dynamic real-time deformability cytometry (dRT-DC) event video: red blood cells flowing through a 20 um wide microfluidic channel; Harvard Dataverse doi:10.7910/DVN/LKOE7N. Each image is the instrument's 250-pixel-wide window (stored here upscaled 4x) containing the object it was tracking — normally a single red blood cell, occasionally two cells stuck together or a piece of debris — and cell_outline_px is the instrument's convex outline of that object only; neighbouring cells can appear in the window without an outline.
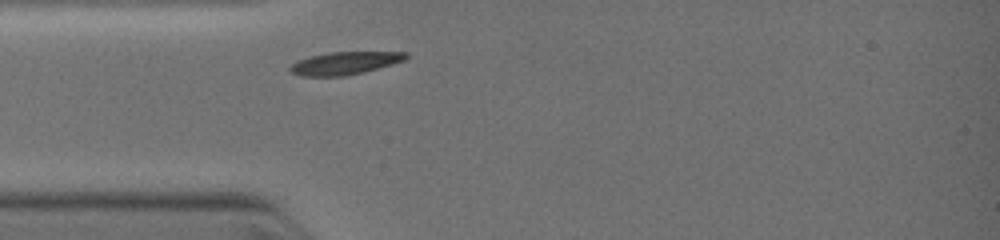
{"species": "common noctule bat (a hibernating species)", "species_latin": "Nyctalus noctula", "temperature_condition": "warm", "stored_images_in_passage": 1, "camera_frame_rate_fps": 3000, "um_per_image_px": 0.085, "animal": {"sex": "female", "body_mass_g": 19.0, "forearm_length_mm": 51.5}, "frame": {"image": 1, "passage_image": 1, "time_ms": 0.0, "image_size_px": [1000, 240], "cell_outline_px": [[408, 56], [404, 60], [392, 64], [364, 72], [344, 76], [300, 76], [292, 72], [288, 68], [292, 64], [300, 60], [312, 56], [328, 52], [408, 52]], "centroid_in_image_um": [29.32, 5.37], "position_along_channel_um": 55.7, "area_um2": 15.14}}